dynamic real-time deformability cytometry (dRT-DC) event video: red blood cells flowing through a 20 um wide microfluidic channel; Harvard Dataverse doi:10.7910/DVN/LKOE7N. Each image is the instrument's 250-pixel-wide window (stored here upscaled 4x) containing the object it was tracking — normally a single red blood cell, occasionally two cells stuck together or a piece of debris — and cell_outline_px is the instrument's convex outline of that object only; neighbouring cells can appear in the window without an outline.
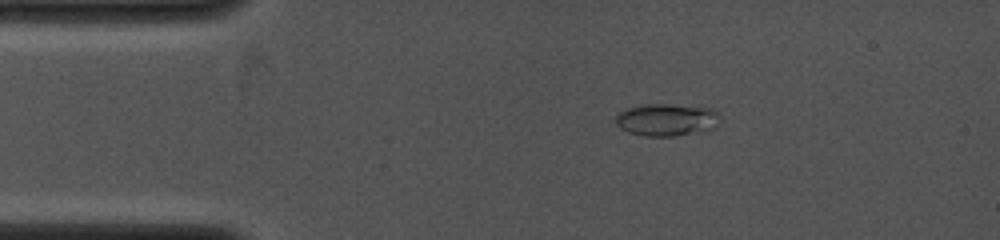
{"species": "common noctule bat (a hibernating species)", "species_latin": "Nyctalus noctula", "temperature_condition": "cold", "stored_images_in_passage": 26, "camera_frame_rate_fps": 4000, "um_per_image_px": 0.085, "animal": {"sex": "female", "body_mass_g": 19.0, "forearm_length_mm": 53.3}, "frame": {"image": 1, "passage_image": 7, "time_ms": 2.5, "image_size_px": [1000, 240], "cell_outline_px": [[720, 124], [716, 128], [672, 136], [644, 136], [628, 132], [620, 128], [616, 124], [616, 116], [624, 108], [644, 104], [668, 104], [712, 108], [720, 116]], "centroid_in_image_um": [56.66, 10.17], "position_along_channel_um": 28.3, "area_um2": 19.77}}
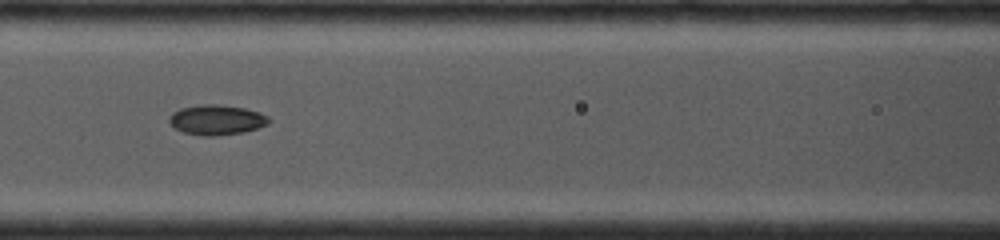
{"frame": {"image": 2, "passage_image": 20, "time_ms": 6.25, "image_size_px": [1000, 240], "cell_outline_px": [[272, 120], [268, 124], [244, 132], [216, 136], [204, 136], [184, 132], [168, 124], [168, 116], [172, 112], [180, 108], [196, 104], [216, 104], [244, 108], [260, 112], [268, 116]], "centroid_in_image_um": [18.39, 10.18], "position_along_channel_um": 148.2, "area_um2": 17.69}}
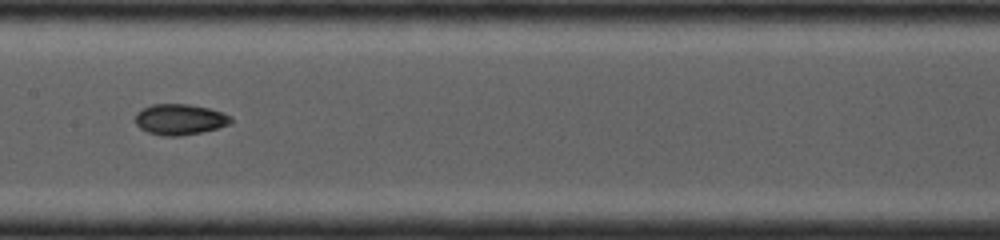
{"frame": {"image": 3, "passage_image": 25, "time_ms": 7.25, "image_size_px": [1000, 240], "cell_outline_px": [[232, 124], [200, 132], [176, 136], [160, 136], [148, 132], [140, 128], [136, 124], [136, 112], [152, 104], [188, 104], [208, 108], [232, 116]], "centroid_in_image_um": [15.28, 10.15], "position_along_channel_um": 192.1, "area_um2": 17.05}}